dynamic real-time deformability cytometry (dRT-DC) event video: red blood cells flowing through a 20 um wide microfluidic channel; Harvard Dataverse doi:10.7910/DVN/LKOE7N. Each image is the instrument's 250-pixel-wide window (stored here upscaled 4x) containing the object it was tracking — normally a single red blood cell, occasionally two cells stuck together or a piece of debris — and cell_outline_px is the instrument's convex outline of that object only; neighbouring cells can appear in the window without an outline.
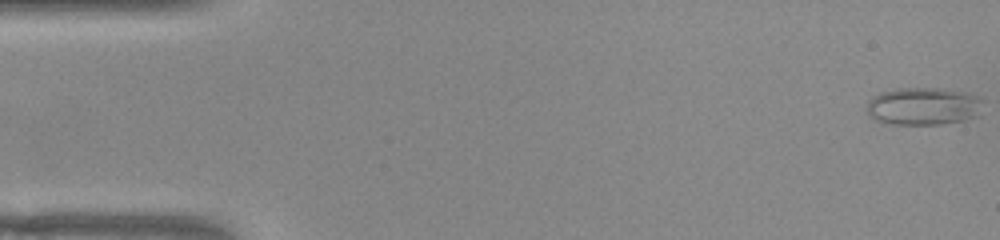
{"species": "common noctule bat (a hibernating species)", "species_latin": "Nyctalus noctula", "temperature_condition": "warm", "stored_images_in_passage": 52, "camera_frame_rate_fps": 3000, "um_per_image_px": 0.085, "animal": {"sex": "female", "body_mass_g": 22.0, "forearm_length_mm": 56.7}, "frame": {"image": 1, "passage_image": 1, "time_ms": 0.0, "image_size_px": [1000, 240], "cell_outline_px": [[980, 100], [976, 116], [964, 120], [940, 124], [892, 124], [876, 120], [868, 112], [868, 100], [872, 96], [880, 92], [900, 88], [940, 88], [964, 92], [976, 96]], "centroid_in_image_um": [78.42, 9.02], "position_along_channel_um": 6.6, "area_um2": 25.03}}
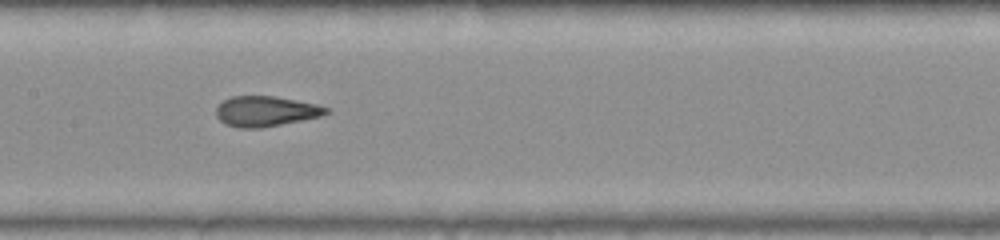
{"frame": {"image": 2, "passage_image": 25, "time_ms": 8.0, "image_size_px": [1000, 240], "cell_outline_px": [[332, 112], [320, 116], [260, 128], [240, 128], [224, 124], [216, 116], [216, 108], [224, 100], [232, 96], [276, 96], [316, 104], [328, 108]], "centroid_in_image_um": [22.57, 9.45], "position_along_channel_um": 184.8, "area_um2": 19.31}}
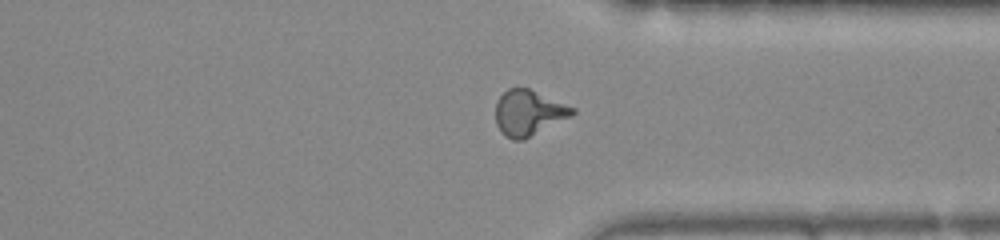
{"frame": {"image": 3, "passage_image": 39, "time_ms": 12.667, "image_size_px": [1000, 240], "cell_outline_px": [[576, 112], [572, 116], [524, 140], [512, 140], [504, 136], [500, 132], [496, 124], [496, 100], [508, 88], [528, 88], [576, 108]], "centroid_in_image_um": [44.92, 9.61], "position_along_channel_um": 366.5, "area_um2": 20.52}, "authors_computed_cell_mechanics": {"area_um2": 20.4034, "velocity_mm_per_s": 3.9297, "shape_relaxation_time_tau1_ms": null, "shape_relaxation_time_tau2_ms": 1.3394, "deformation_change_tau1": null, "deformation_change_tau2": 0.0788}}